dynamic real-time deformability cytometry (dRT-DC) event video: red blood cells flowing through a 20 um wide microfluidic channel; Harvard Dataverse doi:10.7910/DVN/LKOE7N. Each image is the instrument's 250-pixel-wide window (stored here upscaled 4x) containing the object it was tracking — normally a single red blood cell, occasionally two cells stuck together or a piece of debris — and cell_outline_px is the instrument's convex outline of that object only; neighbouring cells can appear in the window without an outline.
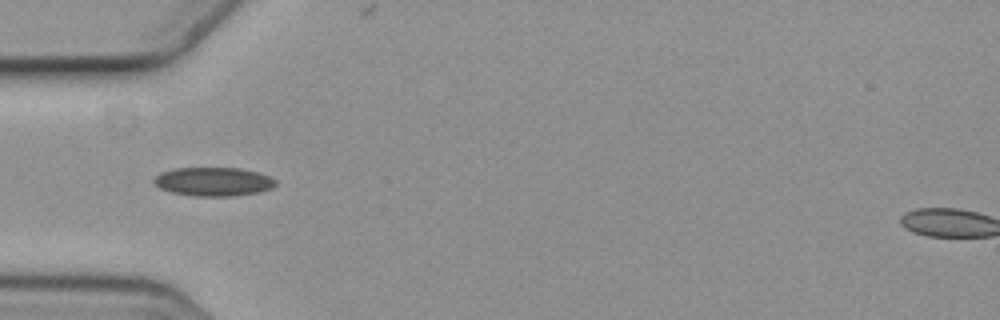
{"species": "common noctule bat (a hibernating species)", "species_latin": "Nyctalus noctula", "temperature_condition": "cold", "stored_images_in_passage": 12, "camera_frame_rate_fps": 3000, "um_per_image_px": 0.085, "animal": {"sex": "female", "body_mass_g": 19.3, "forearm_length_mm": 54.1}, "frame": {"image": 1, "passage_image": 2, "time_ms": 0.333, "image_size_px": [1000, 320], "cell_outline_px": [[276, 184], [272, 188], [260, 192], [232, 196], [192, 196], [172, 192], [160, 188], [152, 180], [160, 172], [176, 168], [240, 168], [256, 172], [268, 176], [276, 180]], "centroid_in_image_um": [18.14, 15.44], "position_along_channel_um": 66.9, "area_um2": 20.35}}
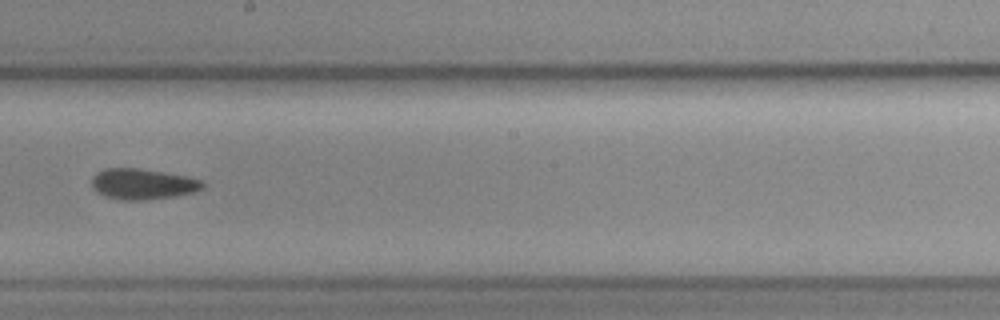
{"frame": {"image": 2, "passage_image": 6, "time_ms": 1.667, "image_size_px": [1000, 320], "cell_outline_px": [[204, 188], [196, 192], [176, 196], [140, 200], [120, 200], [104, 196], [96, 192], [92, 188], [92, 176], [96, 172], [104, 168], [140, 168], [188, 176], [200, 180], [204, 184]], "centroid_in_image_um": [12.11, 15.64], "position_along_channel_um": 236.1, "area_um2": 20.11}}
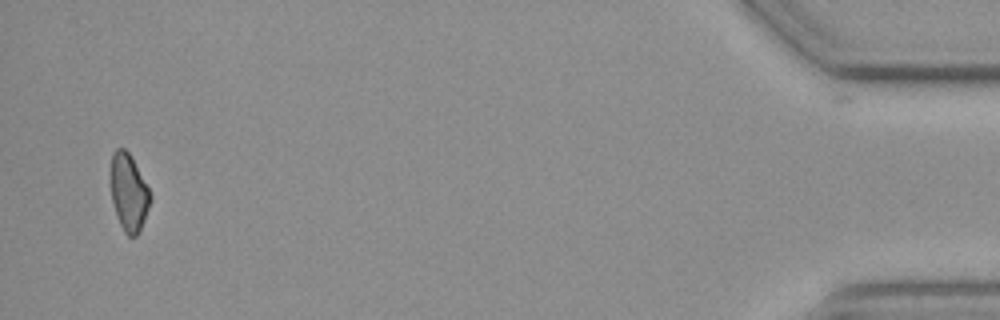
{"frame": {"image": 3, "passage_image": 12, "time_ms": 3.667, "image_size_px": [1000, 320], "cell_outline_px": [[152, 200], [140, 232], [136, 236], [128, 236], [124, 232], [116, 216], [112, 200], [112, 152], [116, 148], [124, 148], [132, 156], [152, 196]], "centroid_in_image_um": [10.97, 16.39], "position_along_channel_um": 424.2, "area_um2": 17.74}}